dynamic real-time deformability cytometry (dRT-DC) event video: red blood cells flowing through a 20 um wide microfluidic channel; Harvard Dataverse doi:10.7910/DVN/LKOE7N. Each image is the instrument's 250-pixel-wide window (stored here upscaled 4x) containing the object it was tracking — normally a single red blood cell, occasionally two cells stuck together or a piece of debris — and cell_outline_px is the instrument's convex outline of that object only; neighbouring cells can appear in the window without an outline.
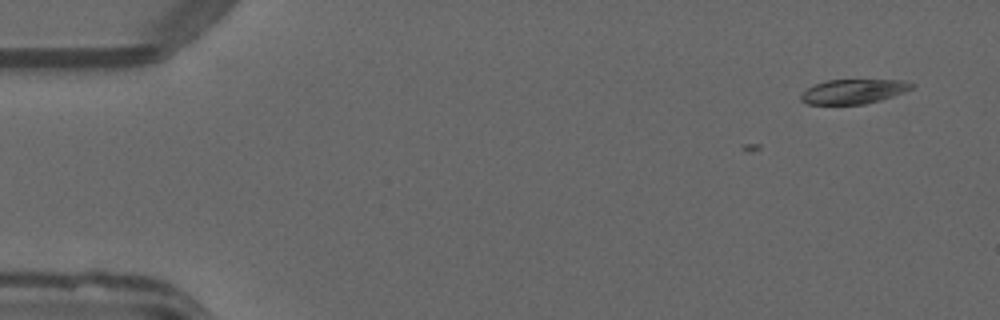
{"species": "common noctule bat (a hibernating species)", "species_latin": "Nyctalus noctula", "temperature_condition": "warm", "stored_images_in_passage": 3, "camera_frame_rate_fps": 3000, "um_per_image_px": 0.085, "animal": {"sex": "male", "forearm_length_mm": 52.5}, "frame": {"image": 1, "passage_image": 1, "time_ms": 0.0, "image_size_px": [1000, 320], "cell_outline_px": [[916, 84], [912, 88], [904, 92], [880, 100], [864, 104], [808, 104], [800, 100], [800, 96], [808, 88], [816, 84], [828, 80], [904, 80]], "centroid_in_image_um": [72.57, 7.77], "position_along_channel_um": 12.4, "area_um2": 15.66}}